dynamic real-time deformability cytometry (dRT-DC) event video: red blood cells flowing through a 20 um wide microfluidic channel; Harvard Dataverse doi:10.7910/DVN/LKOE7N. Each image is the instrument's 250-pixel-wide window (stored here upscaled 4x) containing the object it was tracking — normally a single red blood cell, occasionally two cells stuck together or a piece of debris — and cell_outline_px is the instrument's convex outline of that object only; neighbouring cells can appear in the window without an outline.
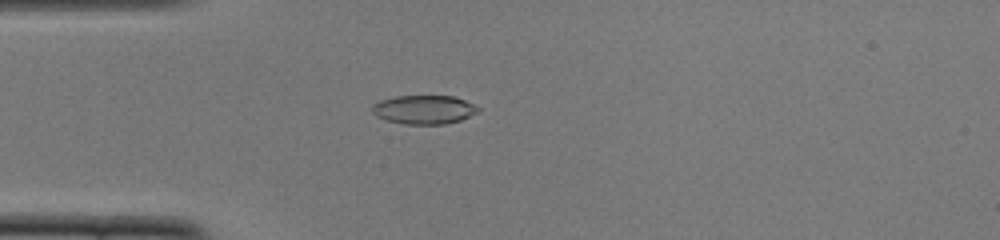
{"species": "common noctule bat (a hibernating species)", "species_latin": "Nyctalus noctula", "temperature_condition": "cold", "stored_images_in_passage": 40, "camera_frame_rate_fps": 3000, "um_per_image_px": 0.085, "animal": {"sex": "female", "body_mass_g": 22.0, "forearm_length_mm": 56.7}, "frame": {"image": 1, "passage_image": 3, "time_ms": 0.667, "image_size_px": [1000, 240], "cell_outline_px": [[480, 108], [476, 112], [460, 120], [444, 124], [404, 124], [388, 120], [376, 116], [372, 112], [372, 104], [380, 100], [396, 96], [452, 96], [464, 100]], "centroid_in_image_um": [35.99, 9.31], "position_along_channel_um": 49.0, "area_um2": 17.57}}
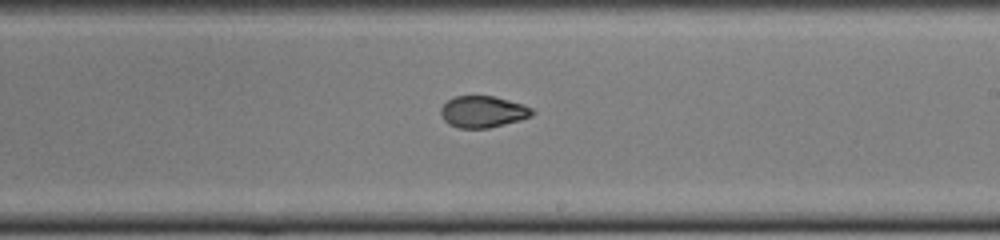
{"frame": {"image": 2, "passage_image": 19, "time_ms": 6.0, "image_size_px": [1000, 240], "cell_outline_px": [[536, 112], [532, 116], [520, 120], [488, 128], [460, 128], [448, 124], [444, 120], [440, 112], [440, 108], [448, 100], [456, 96], [492, 96], [508, 100], [532, 108]], "centroid_in_image_um": [41.04, 9.5], "position_along_channel_um": 248.0, "area_um2": 16.7}}
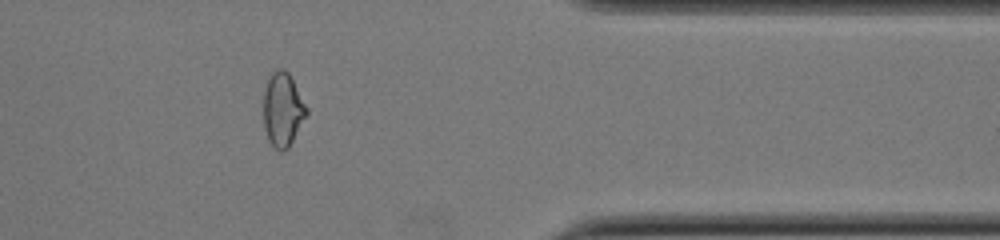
{"frame": {"image": 3, "passage_image": 31, "time_ms": 10.0, "image_size_px": [1000, 240], "cell_outline_px": [[308, 112], [288, 148], [284, 152], [280, 152], [268, 140], [264, 128], [264, 88], [268, 76], [276, 68], [284, 68], [288, 72], [308, 108]], "centroid_in_image_um": [24.02, 9.29], "position_along_channel_um": 387.4, "area_um2": 18.55}, "authors_computed_cell_mechanics": {"area_um2": 17.5712, "velocity_mm_per_s": 3.9256, "shape_relaxation_time_tau1_ms": null, "shape_relaxation_time_tau2_ms": 1.8222, "deformation_change_tau1": null, "deformation_change_tau2": 0.0625}}